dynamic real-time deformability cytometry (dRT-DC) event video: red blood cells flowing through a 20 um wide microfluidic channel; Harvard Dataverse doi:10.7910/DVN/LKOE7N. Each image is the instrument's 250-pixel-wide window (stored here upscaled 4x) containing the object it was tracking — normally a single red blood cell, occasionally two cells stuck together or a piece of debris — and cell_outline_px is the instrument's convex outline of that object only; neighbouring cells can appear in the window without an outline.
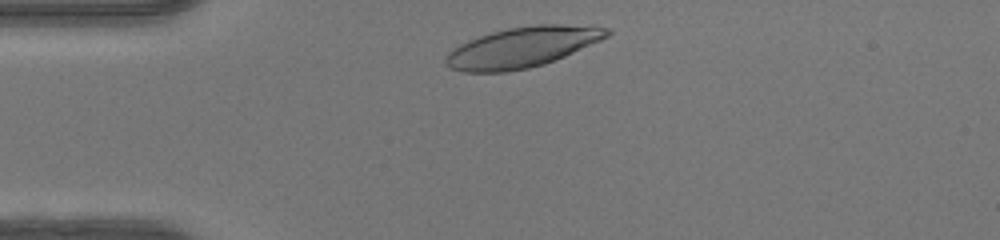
{"species": "human", "species_latin": "Homo sapiens", "temperature_condition": "warm", "stored_images_in_passage": 31, "camera_frame_rate_fps": 3000, "um_per_image_px": 0.085, "donor": {"sex": "female"}, "frame": {"image": 1, "passage_image": 2, "time_ms": 0.333, "image_size_px": [1000, 240], "cell_outline_px": [[612, 32], [608, 36], [600, 40], [556, 60], [544, 64], [528, 68], [504, 72], [464, 72], [448, 68], [444, 60], [448, 52], [460, 44], [468, 40], [492, 32], [508, 28], [536, 24], [560, 24], [608, 28]], "centroid_in_image_um": [44.35, 4.02], "position_along_channel_um": 40.6, "area_um2": 37.74}}
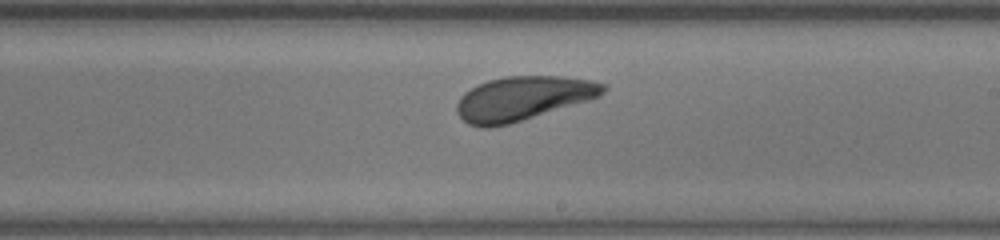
{"frame": {"image": 2, "passage_image": 19, "time_ms": 6.0, "image_size_px": [1000, 240], "cell_outline_px": [[608, 88], [600, 96], [588, 100], [508, 124], [488, 128], [480, 128], [468, 124], [456, 112], [456, 104], [460, 96], [464, 92], [488, 80], [504, 76], [564, 76], [592, 80], [608, 84]], "centroid_in_image_um": [44.45, 8.35], "position_along_channel_um": 244.6, "area_um2": 37.57}}
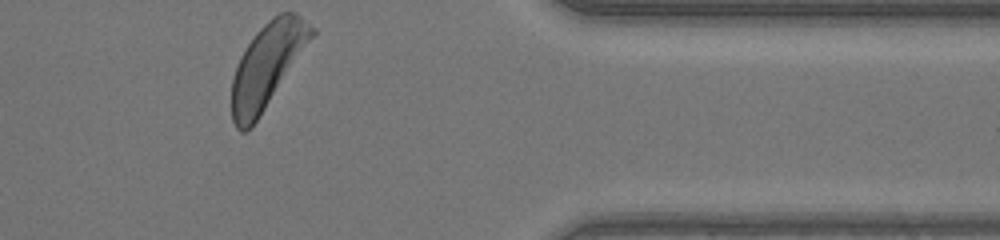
{"frame": {"image": 3, "passage_image": 31, "time_ms": 10.0, "image_size_px": [1000, 240], "cell_outline_px": [[316, 32], [252, 128], [244, 132], [240, 132], [236, 128], [232, 120], [232, 80], [240, 56], [256, 32], [268, 20], [280, 12], [296, 12], [316, 28]], "centroid_in_image_um": [22.71, 5.56], "position_along_channel_um": 388.7, "area_um2": 38.73}, "authors_computed_cell_mechanics": {"area_um2": 37.6856, "velocity_mm_per_s": 4.1395, "shape_relaxation_time_tau1_ms": 2.1765, "shape_relaxation_time_tau2_ms": null, "deformation_change_tau1": 0.1192, "deformation_change_tau2": null}}